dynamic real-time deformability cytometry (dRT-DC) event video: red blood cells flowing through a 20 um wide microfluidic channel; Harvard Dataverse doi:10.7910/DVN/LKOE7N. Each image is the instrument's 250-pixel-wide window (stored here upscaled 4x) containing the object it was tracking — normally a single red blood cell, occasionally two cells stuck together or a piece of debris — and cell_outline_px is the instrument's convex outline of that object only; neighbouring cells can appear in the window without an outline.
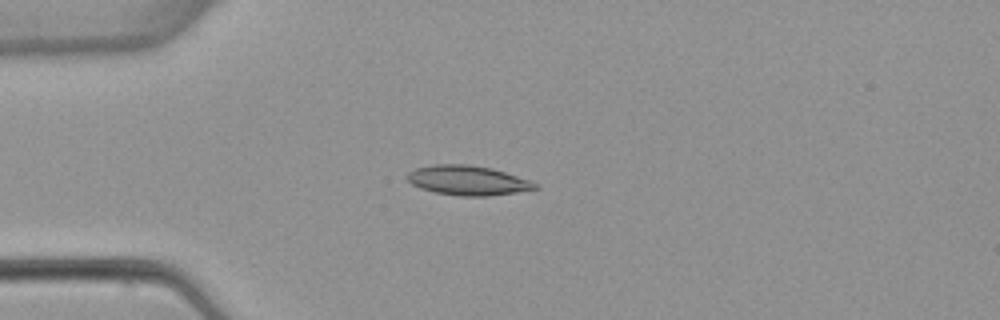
{"species": "common noctule bat (a hibernating species)", "species_latin": "Nyctalus noctula", "temperature_condition": "warm", "stored_images_in_passage": 4, "camera_frame_rate_fps": 3000, "um_per_image_px": 0.085, "animal": {"sex": "female", "body_mass_g": 22.7, "forearm_length_mm": 54.2}, "frame": {"image": 1, "passage_image": 4, "time_ms": 3.333, "image_size_px": [1000, 320], "cell_outline_px": [[540, 188], [516, 192], [488, 196], [460, 196], [436, 192], [420, 188], [412, 184], [404, 176], [408, 172], [416, 168], [432, 164], [468, 164], [492, 168], [532, 180]], "centroid_in_image_um": [39.76, 15.32], "position_along_channel_um": 45.2, "area_um2": 22.2}}